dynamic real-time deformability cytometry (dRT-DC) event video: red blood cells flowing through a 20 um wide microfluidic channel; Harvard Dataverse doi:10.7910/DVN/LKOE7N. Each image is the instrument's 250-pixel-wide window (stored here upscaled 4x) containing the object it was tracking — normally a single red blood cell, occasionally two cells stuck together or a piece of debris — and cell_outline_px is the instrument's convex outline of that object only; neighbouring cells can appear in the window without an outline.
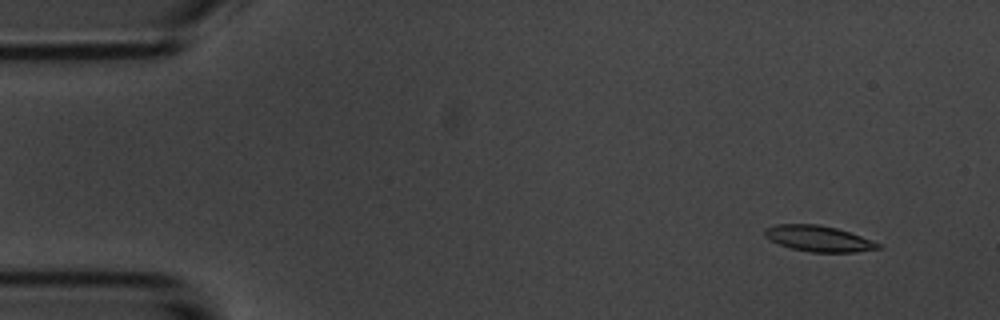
{"species": "common noctule bat (a hibernating species)", "species_latin": "Nyctalus noctula", "temperature_condition": "room temperature", "stored_images_in_passage": 4, "camera_frame_rate_fps": 3000, "um_per_image_px": 0.085, "animal": {"sex": "male", "body_mass_g": 20.1, "forearm_length_mm": 53.5}, "frame": {"image": 1, "passage_image": 2, "time_ms": 1.0, "image_size_px": [1000, 320], "cell_outline_px": [[880, 248], [856, 252], [812, 252], [792, 248], [780, 244], [764, 236], [764, 228], [776, 224], [816, 224], [836, 228], [872, 240], [880, 244]], "centroid_in_image_um": [69.55, 20.27], "position_along_channel_um": 15.4, "area_um2": 16.82}}